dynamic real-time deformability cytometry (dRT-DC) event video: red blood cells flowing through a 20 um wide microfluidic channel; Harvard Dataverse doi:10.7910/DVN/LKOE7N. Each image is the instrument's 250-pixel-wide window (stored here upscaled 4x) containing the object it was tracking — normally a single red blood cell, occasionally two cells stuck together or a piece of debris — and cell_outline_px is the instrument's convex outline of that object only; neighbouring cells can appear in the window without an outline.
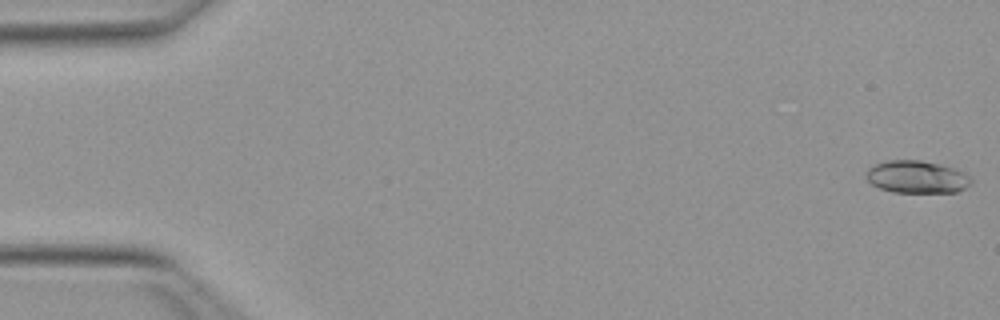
{"species": "Egyptian fruit bat (a non-hibernating species)", "species_latin": "Rousettus aegyptiacus", "temperature_condition": "warm", "stored_images_in_passage": 51, "camera_frame_rate_fps": 3000, "um_per_image_px": 0.085, "animal": {"sex": "female"}, "frame": {"image": 1, "passage_image": 1, "time_ms": 0.0, "image_size_px": [1000, 320], "cell_outline_px": [[972, 184], [956, 192], [892, 192], [880, 188], [872, 184], [868, 180], [868, 168], [876, 164], [888, 160], [920, 160], [940, 164], [956, 168], [972, 176]], "centroid_in_image_um": [78.0, 15.03], "position_along_channel_um": 7.0, "area_um2": 19.88}}
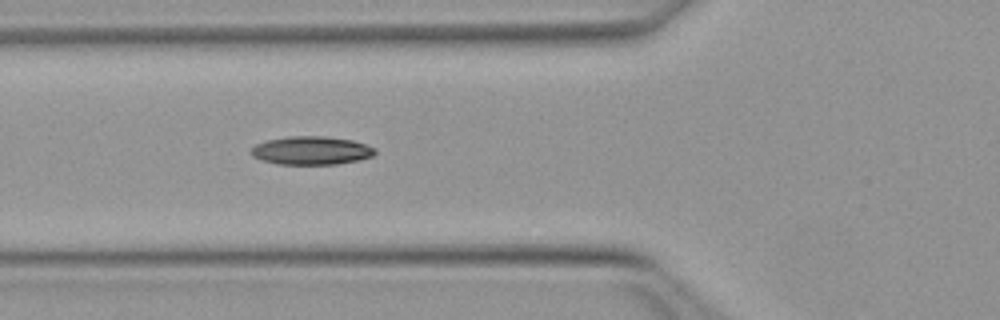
{"frame": {"image": 2, "passage_image": 19, "time_ms": 6.0, "image_size_px": [1000, 320], "cell_outline_px": [[376, 152], [372, 156], [360, 160], [336, 164], [276, 164], [260, 160], [252, 156], [248, 152], [256, 144], [268, 140], [288, 136], [324, 136], [352, 140], [376, 148]], "centroid_in_image_um": [26.44, 12.8], "position_along_channel_um": 99.4, "area_um2": 20.58}}
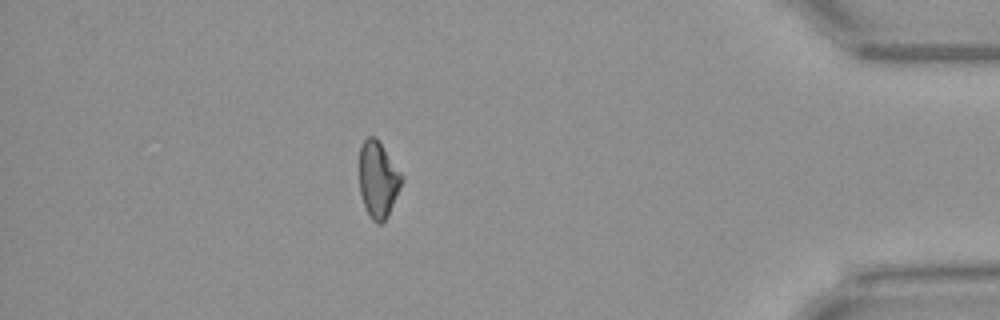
{"frame": {"image": 3, "passage_image": 45, "time_ms": 14.667, "image_size_px": [1000, 320], "cell_outline_px": [[404, 180], [388, 216], [380, 224], [376, 224], [368, 216], [360, 192], [360, 144], [368, 136], [376, 136], [404, 176]], "centroid_in_image_um": [32.15, 15.25], "position_along_channel_um": 403.0, "area_um2": 19.07}, "authors_computed_cell_mechanics": {"area_um2": 19.5942, "velocity_mm_per_s": 4.0293, "shape_relaxation_time_tau1_ms": 8.5946, "shape_relaxation_time_tau2_ms": null, "deformation_change_tau1": 0.18, "deformation_change_tau2": null}}